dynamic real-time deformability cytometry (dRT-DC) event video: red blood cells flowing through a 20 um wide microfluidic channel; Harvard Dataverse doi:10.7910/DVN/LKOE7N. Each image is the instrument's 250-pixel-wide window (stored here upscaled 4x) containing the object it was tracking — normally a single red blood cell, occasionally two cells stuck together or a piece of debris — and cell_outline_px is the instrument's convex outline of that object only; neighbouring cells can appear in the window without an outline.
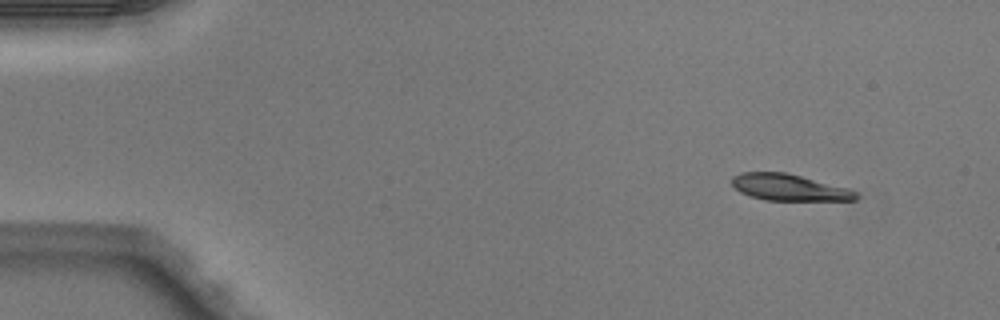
{"species": "Egyptian fruit bat (a non-hibernating species)", "species_latin": "Rousettus aegyptiacus", "temperature_condition": "warm", "stored_images_in_passage": 4, "camera_frame_rate_fps": 3000, "um_per_image_px": 0.085, "animal": {"sex": "male"}, "frame": {"image": 1, "passage_image": 1, "time_ms": 0.0, "image_size_px": [1000, 320], "cell_outline_px": [[860, 196], [856, 200], [764, 200], [740, 192], [732, 184], [732, 176], [740, 172], [784, 172], [848, 188], [856, 192]], "centroid_in_image_um": [67.07, 15.93], "position_along_channel_um": 17.9, "area_um2": 18.96}}
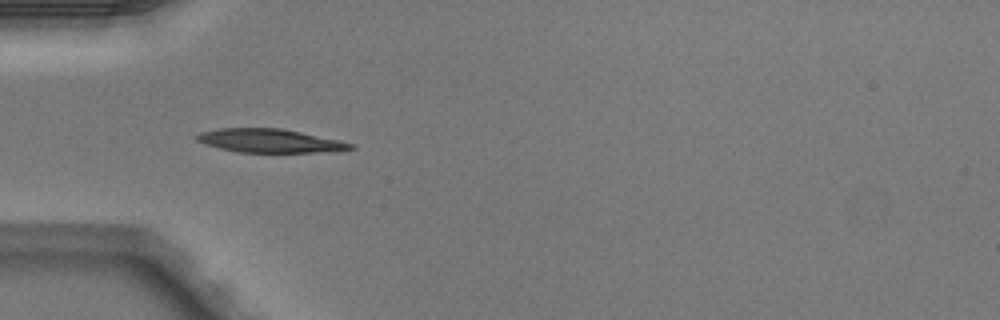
{"frame": {"image": 2, "passage_image": 4, "time_ms": 1.0, "image_size_px": [1000, 320], "cell_outline_px": [[356, 148], [340, 152], [240, 152], [220, 148], [204, 144], [196, 140], [192, 136], [200, 132], [216, 128], [280, 128], [340, 140], [356, 144]], "centroid_in_image_um": [22.96, 11.97], "position_along_channel_um": 62.0, "area_um2": 21.44}}